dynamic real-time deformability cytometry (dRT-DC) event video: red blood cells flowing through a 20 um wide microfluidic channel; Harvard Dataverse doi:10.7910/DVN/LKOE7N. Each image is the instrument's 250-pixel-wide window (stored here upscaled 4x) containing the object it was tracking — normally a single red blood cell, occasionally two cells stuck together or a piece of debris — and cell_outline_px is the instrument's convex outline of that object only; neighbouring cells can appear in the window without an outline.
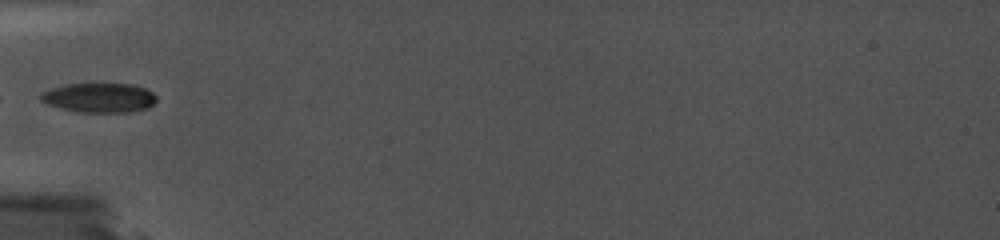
{"species": "common noctule bat (a hibernating species)", "species_latin": "Nyctalus noctula", "temperature_condition": "cold", "stored_images_in_passage": 16, "camera_frame_rate_fps": 5000, "um_per_image_px": 0.085, "animal": {"sex": "female", "body_mass_g": 19.0, "forearm_length_mm": 56.7}, "frame": {"image": 1, "passage_image": 1, "time_ms": 0.0, "image_size_px": [1000, 240], "cell_outline_px": [[156, 100], [148, 108], [128, 112], [80, 112], [48, 104], [40, 100], [40, 92], [52, 88], [68, 84], [132, 84], [144, 88], [152, 92], [156, 96]], "centroid_in_image_um": [8.44, 8.3], "position_along_channel_um": 76.6, "area_um2": 19.65}}